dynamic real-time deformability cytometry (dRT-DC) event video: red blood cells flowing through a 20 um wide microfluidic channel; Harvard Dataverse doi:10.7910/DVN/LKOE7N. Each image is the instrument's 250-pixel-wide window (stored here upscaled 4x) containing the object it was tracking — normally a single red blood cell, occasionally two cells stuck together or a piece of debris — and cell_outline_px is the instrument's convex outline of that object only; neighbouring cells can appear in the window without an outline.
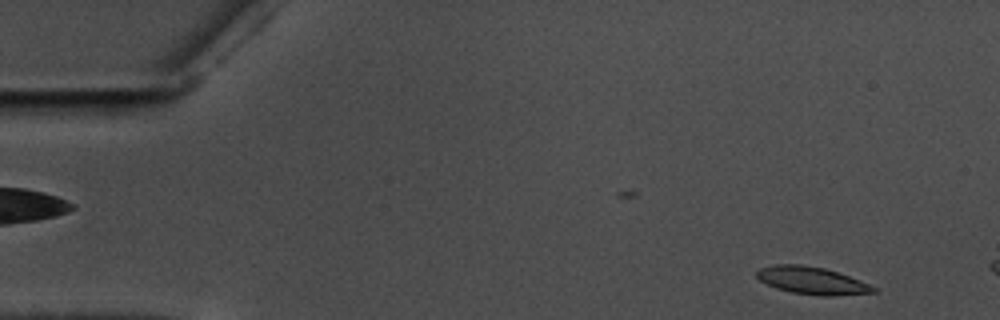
{"species": "common noctule bat (a hibernating species)", "species_latin": "Nyctalus noctula", "temperature_condition": "warm", "stored_images_in_passage": 52, "camera_frame_rate_fps": 3000, "um_per_image_px": 0.085, "animal": {"sex": "male", "body_mass_g": 17.5, "forearm_length_mm": 52.3}, "frame": {"image": 1, "passage_image": 5, "time_ms": 1.333, "image_size_px": [1000, 320], "cell_outline_px": [[876, 292], [832, 296], [820, 296], [792, 292], [776, 288], [760, 280], [756, 276], [756, 272], [760, 268], [776, 264], [800, 264], [824, 268], [848, 276], [868, 284], [876, 288]], "centroid_in_image_um": [68.98, 23.85], "position_along_channel_um": 16.0, "area_um2": 18.38}}
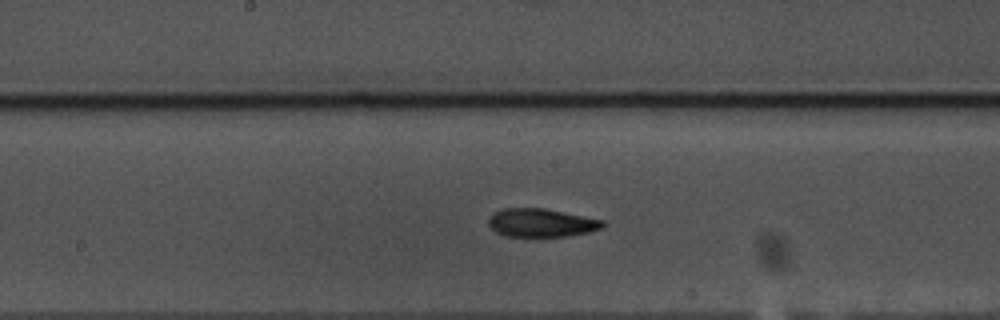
{"frame": {"image": 2, "passage_image": 30, "time_ms": 9.667, "image_size_px": [1000, 320], "cell_outline_px": [[604, 224], [600, 228], [588, 232], [564, 236], [504, 236], [496, 232], [488, 224], [488, 220], [496, 212], [504, 208], [544, 208], [604, 220]], "centroid_in_image_um": [45.99, 18.93], "position_along_channel_um": 202.2, "area_um2": 18.55}}
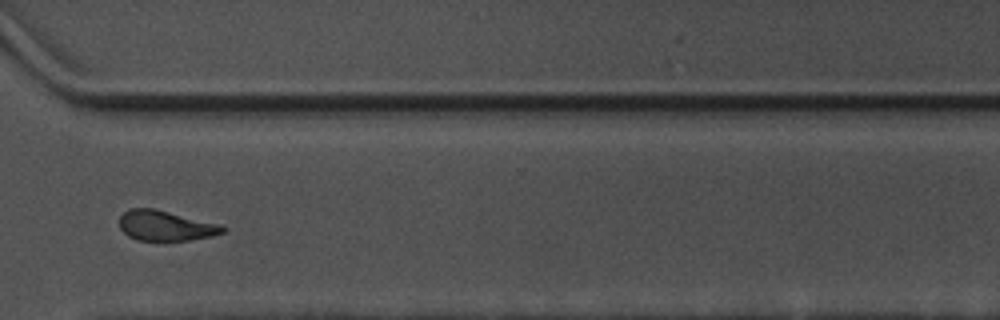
{"frame": {"image": 3, "passage_image": 43, "time_ms": 14.0, "image_size_px": [1000, 320], "cell_outline_px": [[228, 228], [224, 232], [212, 236], [188, 240], [136, 240], [128, 236], [120, 228], [120, 216], [128, 208], [156, 208], [220, 224]], "centroid_in_image_um": [14.08, 19.17], "position_along_channel_um": 356.5, "area_um2": 18.26}, "authors_computed_cell_mechanics": {"area_um2": 18.5538, "velocity_mm_per_s": 3.553, "shape_relaxation_time_tau1_ms": 6.8041, "shape_relaxation_time_tau2_ms": 3.8728, "deformation_change_tau1": 0.1682, "deformation_change_tau2": 0.1136}}